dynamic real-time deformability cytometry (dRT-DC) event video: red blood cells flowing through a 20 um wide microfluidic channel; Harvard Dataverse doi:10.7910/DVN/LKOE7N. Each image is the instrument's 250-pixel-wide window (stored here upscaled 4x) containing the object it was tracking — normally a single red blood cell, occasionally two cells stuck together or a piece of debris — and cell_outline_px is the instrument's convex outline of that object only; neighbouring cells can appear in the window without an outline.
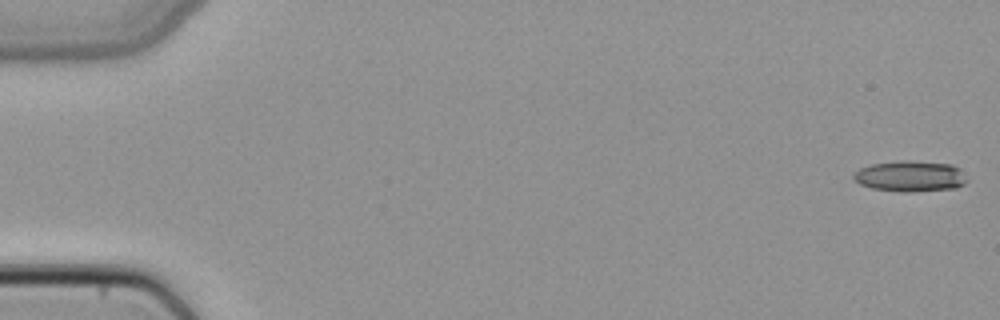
{"species": "common noctule bat (a hibernating species)", "species_latin": "Nyctalus noctula", "temperature_condition": "cold", "stored_images_in_passage": 16, "camera_frame_rate_fps": 3000, "um_per_image_px": 0.085, "animal": {"sex": "female", "body_mass_g": 22.7, "forearm_length_mm": 54.2}, "frame": {"image": 1, "passage_image": 1, "time_ms": 0.0, "image_size_px": [1000, 320], "cell_outline_px": [[968, 180], [964, 184], [956, 188], [908, 192], [900, 192], [872, 188], [860, 184], [852, 180], [852, 172], [860, 168], [872, 164], [900, 160], [908, 160], [952, 164], [960, 168]], "centroid_in_image_um": [77.35, 14.97], "position_along_channel_um": 7.6, "area_um2": 20.69}}
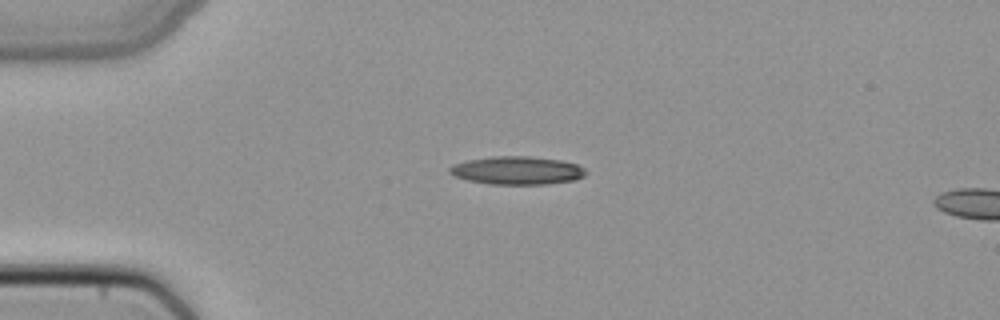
{"frame": {"image": 2, "passage_image": 13, "time_ms": 4.0, "image_size_px": [1000, 320], "cell_outline_px": [[588, 172], [584, 176], [576, 180], [548, 184], [488, 184], [468, 180], [452, 176], [448, 172], [448, 168], [452, 164], [468, 160], [492, 156], [528, 156], [560, 160], [576, 164], [584, 168]], "centroid_in_image_um": [43.93, 14.49], "position_along_channel_um": 41.1, "area_um2": 22.54}}